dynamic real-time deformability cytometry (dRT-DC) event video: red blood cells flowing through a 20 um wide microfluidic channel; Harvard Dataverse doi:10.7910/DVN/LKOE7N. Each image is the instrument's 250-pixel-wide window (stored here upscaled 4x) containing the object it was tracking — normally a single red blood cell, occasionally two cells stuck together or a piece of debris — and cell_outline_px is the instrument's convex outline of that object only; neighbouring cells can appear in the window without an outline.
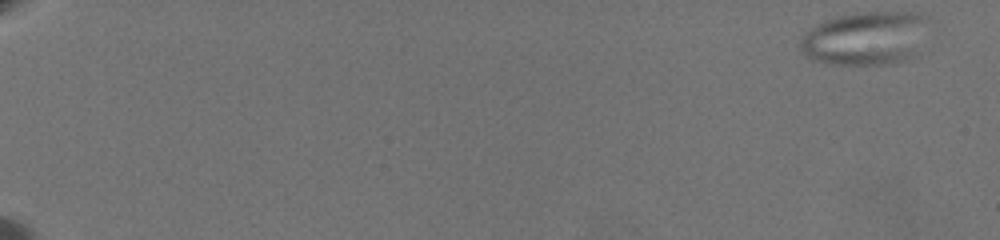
{"species": "common noctule bat (a hibernating species)", "species_latin": "Nyctalus noctula", "temperature_condition": "warm", "stored_images_in_passage": 62, "camera_frame_rate_fps": 3000, "um_per_image_px": 0.085, "animal": {"sex": "female", "body_mass_g": 19.5, "forearm_length_mm": 54.1}, "frame": {"image": 1, "passage_image": 1, "time_ms": 0.0, "image_size_px": [1000, 240], "cell_outline_px": [[928, 20], [912, 56], [904, 60], [892, 64], [832, 64], [808, 60], [804, 56], [800, 48], [800, 40], [808, 28], [824, 20], [836, 16], [868, 12], [920, 12], [928, 16]], "centroid_in_image_um": [73.47, 3.25], "position_along_channel_um": 11.5, "area_um2": 39.94}}
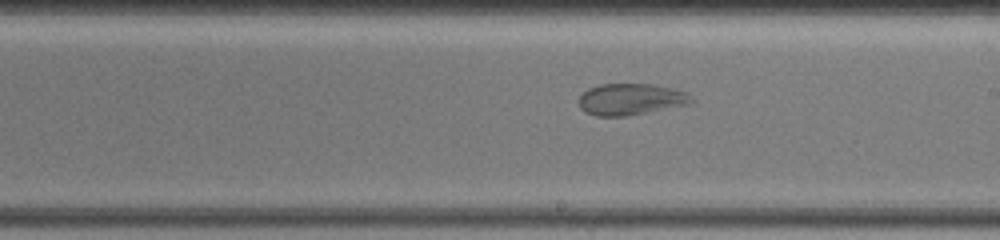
{"frame": {"image": 2, "passage_image": 39, "time_ms": 12.667, "image_size_px": [1000, 240], "cell_outline_px": [[696, 100], [692, 104], [624, 116], [596, 116], [584, 112], [580, 108], [580, 96], [588, 88], [600, 84], [652, 84], [672, 88], [688, 92]], "centroid_in_image_um": [53.66, 8.44], "position_along_channel_um": 235.3, "area_um2": 20.81}}
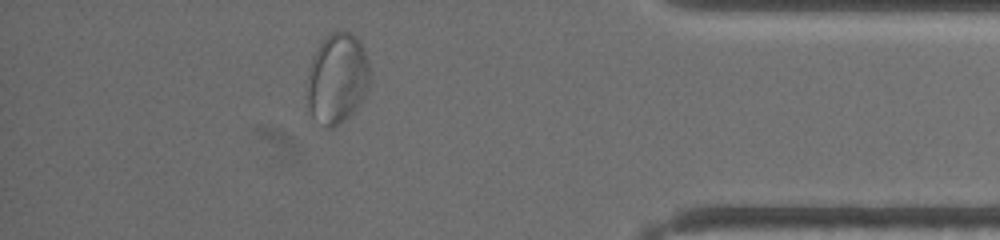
{"frame": {"image": 3, "passage_image": 56, "time_ms": 18.333, "image_size_px": [1000, 240], "cell_outline_px": [[372, 76], [368, 88], [360, 104], [340, 124], [332, 128], [324, 128], [312, 116], [308, 108], [308, 72], [312, 56], [316, 48], [324, 36], [328, 32], [352, 32], [360, 40]], "centroid_in_image_um": [28.66, 6.66], "position_along_channel_um": 406.5, "area_um2": 33.47}}